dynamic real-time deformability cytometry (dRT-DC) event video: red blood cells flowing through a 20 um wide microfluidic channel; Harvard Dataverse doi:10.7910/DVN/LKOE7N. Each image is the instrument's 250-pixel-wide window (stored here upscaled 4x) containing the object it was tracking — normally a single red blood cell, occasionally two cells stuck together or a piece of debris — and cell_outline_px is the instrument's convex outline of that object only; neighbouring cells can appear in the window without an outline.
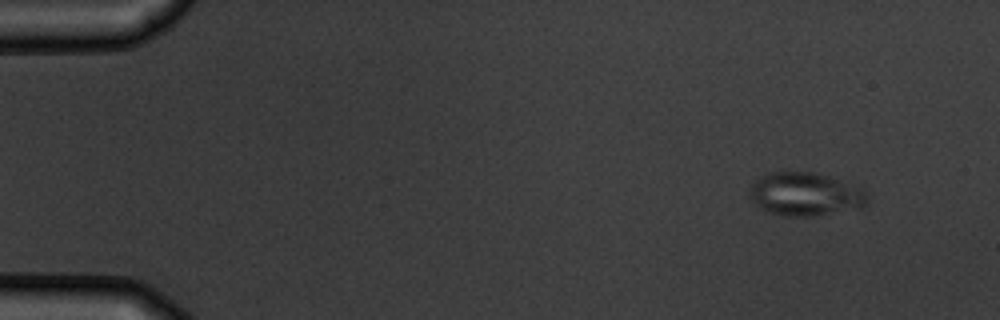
{"species": "common noctule bat (a hibernating species)", "species_latin": "Nyctalus noctula", "temperature_condition": "warm", "stored_images_in_passage": 9, "camera_frame_rate_fps": 3000, "um_per_image_px": 0.085, "animal": {"sex": "male", "body_mass_g": 19.5, "forearm_length_mm": 54.6}, "frame": {"image": 1, "passage_image": 1, "time_ms": 0.0, "image_size_px": [1000, 320], "cell_outline_px": [[868, 204], [808, 216], [784, 216], [768, 212], [760, 208], [752, 200], [752, 184], [756, 180], [768, 172], [812, 172], [860, 188], [868, 192]], "centroid_in_image_um": [68.39, 16.5], "position_along_channel_um": 16.6, "area_um2": 28.55}}
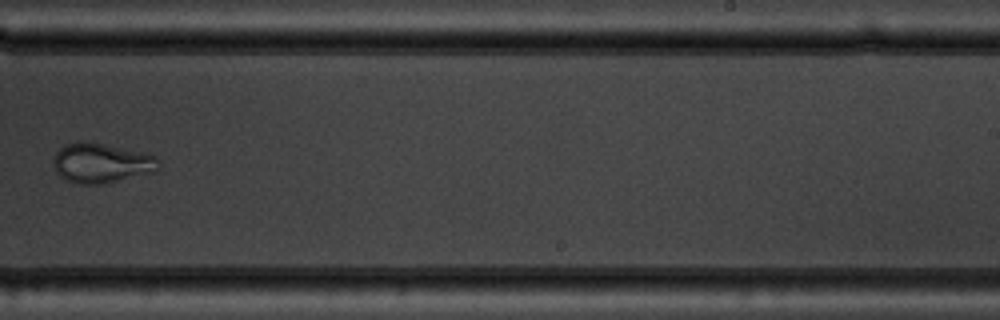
{"frame": {"image": 2, "passage_image": 9, "time_ms": 10.0, "image_size_px": [1000, 320], "cell_outline_px": [[156, 172], [108, 184], [76, 184], [60, 176], [56, 172], [52, 160], [56, 152], [64, 144], [80, 140], [88, 140], [140, 152], [156, 156]], "centroid_in_image_um": [8.57, 13.86], "position_along_channel_um": 280.4, "area_um2": 24.68}}